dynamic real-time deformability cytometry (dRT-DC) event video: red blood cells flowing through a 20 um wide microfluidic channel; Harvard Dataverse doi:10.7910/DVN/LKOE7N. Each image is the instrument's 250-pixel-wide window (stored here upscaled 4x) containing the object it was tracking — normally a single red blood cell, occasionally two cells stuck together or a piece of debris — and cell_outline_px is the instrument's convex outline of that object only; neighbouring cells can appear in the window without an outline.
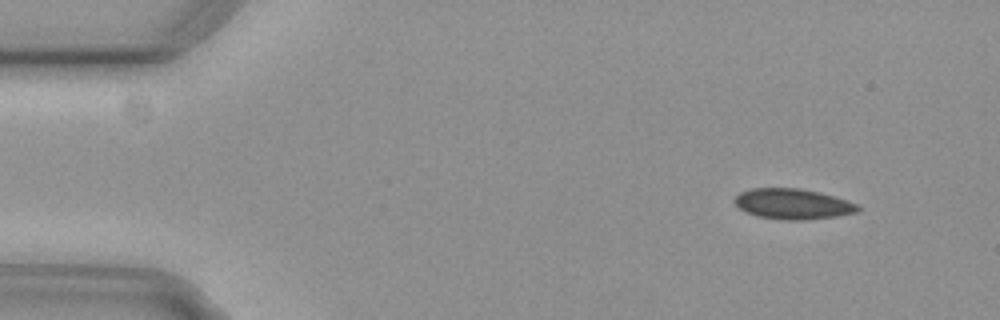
{"species": "common noctule bat (a hibernating species)", "species_latin": "Nyctalus noctula", "temperature_condition": "cold", "stored_images_in_passage": 3, "camera_frame_rate_fps": 3000, "um_per_image_px": 0.085, "animal": {"sex": "female", "body_mass_g": 29.2, "forearm_length_mm": 56.3}, "frame": {"image": 1, "passage_image": 1, "time_ms": 0.0, "image_size_px": [1000, 320], "cell_outline_px": [[860, 208], [856, 212], [836, 216], [800, 220], [780, 220], [756, 216], [744, 212], [732, 200], [740, 192], [752, 188], [800, 188], [820, 192], [848, 200], [856, 204]], "centroid_in_image_um": [67.35, 17.33], "position_along_channel_um": 17.7, "area_um2": 21.96}}